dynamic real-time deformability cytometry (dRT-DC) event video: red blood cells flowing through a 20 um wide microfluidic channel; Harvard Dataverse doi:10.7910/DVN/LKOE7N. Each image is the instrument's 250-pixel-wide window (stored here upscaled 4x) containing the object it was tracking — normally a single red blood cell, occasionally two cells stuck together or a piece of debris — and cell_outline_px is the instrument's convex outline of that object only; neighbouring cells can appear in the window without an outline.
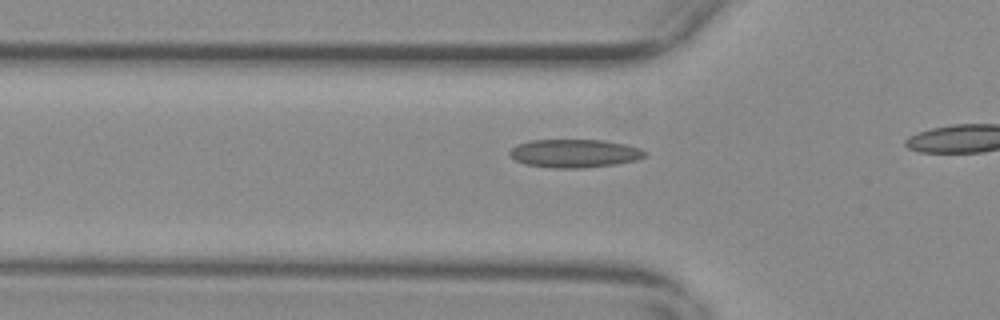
{"species": "common noctule bat (a hibernating species)", "species_latin": "Nyctalus noctula", "temperature_condition": "warm", "stored_images_in_passage": 8, "camera_frame_rate_fps": 3000, "um_per_image_px": 0.085, "animal": {"sex": "female", "body_mass_g": 29.2, "forearm_length_mm": 56.3}, "frame": {"image": 1, "passage_image": 2, "time_ms": 0.333, "image_size_px": [1000, 320], "cell_outline_px": [[648, 152], [644, 156], [636, 160], [616, 164], [584, 168], [552, 168], [524, 164], [516, 160], [508, 152], [516, 144], [528, 140], [604, 140], [624, 144], [640, 148]], "centroid_in_image_um": [48.82, 13.03], "position_along_channel_um": 77.0, "area_um2": 22.37}}
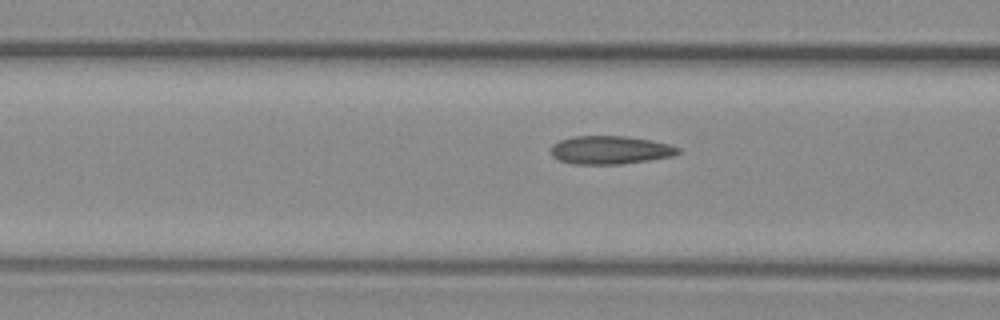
{"frame": {"image": 2, "passage_image": 5, "time_ms": 1.333, "image_size_px": [1000, 320], "cell_outline_px": [[680, 152], [672, 156], [648, 160], [620, 164], [572, 164], [560, 160], [552, 156], [552, 144], [560, 140], [572, 136], [624, 136], [652, 140], [668, 144], [680, 148]], "centroid_in_image_um": [51.86, 12.75], "position_along_channel_um": 114.7, "area_um2": 20.87}}